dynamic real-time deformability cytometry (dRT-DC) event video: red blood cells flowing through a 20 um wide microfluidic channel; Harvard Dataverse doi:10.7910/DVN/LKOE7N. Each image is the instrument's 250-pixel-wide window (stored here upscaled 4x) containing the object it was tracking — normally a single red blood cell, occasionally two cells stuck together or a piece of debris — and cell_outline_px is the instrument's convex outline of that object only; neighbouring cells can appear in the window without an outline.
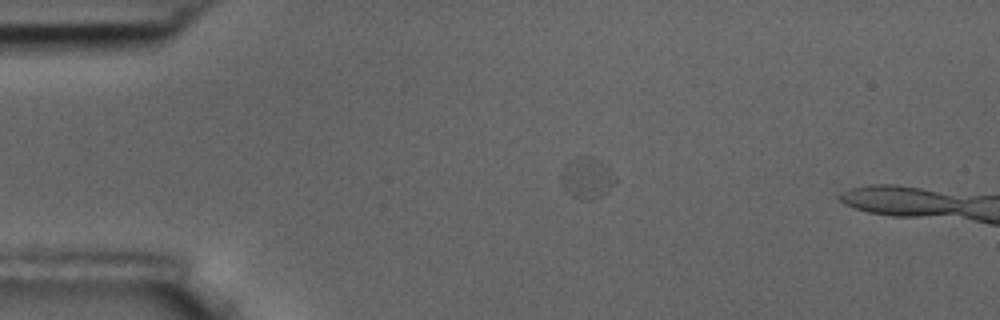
{"species": "common noctule bat (a hibernating species)", "species_latin": "Nyctalus noctula", "temperature_condition": "room temperature", "stored_images_in_passage": 7, "camera_frame_rate_fps": 3000, "um_per_image_px": 0.085, "animal": {"sex": "male", "body_mass_g": 17.5, "forearm_length_mm": 52.3}, "frame": {"image": 1, "passage_image": 2, "time_ms": 0.333, "image_size_px": [1000, 320], "cell_outline_px": [[616, 180], [608, 192], [600, 196], [588, 200], [572, 196], [560, 184], [560, 172], [568, 164], [592, 160], [616, 176]], "centroid_in_image_um": [49.86, 15.29], "position_along_channel_um": 35.1, "area_um2": 11.56}}
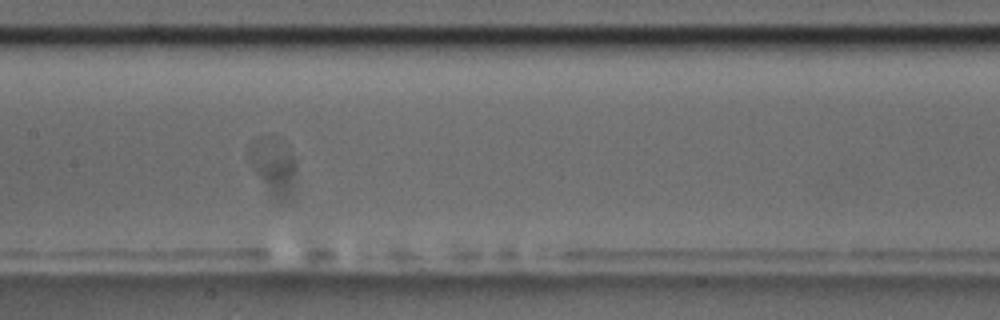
{"frame": {"image": 2, "passage_image": 6, "time_ms": 1.667, "image_size_px": [1000, 320], "cell_outline_px": [[300, 156], [292, 168], [288, 172], [276, 176], [264, 176], [256, 172], [248, 164], [248, 148], [264, 132], [280, 136]], "centroid_in_image_um": [23.08, 13.23], "position_along_channel_um": 184.3, "area_um2": 11.62}}
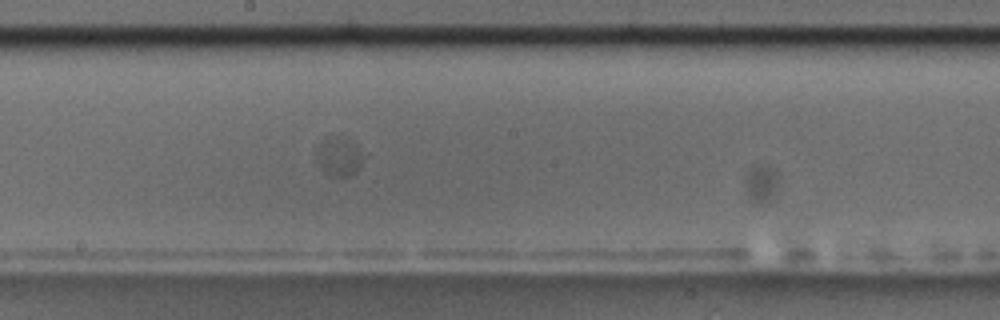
{"frame": {"image": 3, "passage_image": 7, "time_ms": 2.0, "image_size_px": [1000, 320], "cell_outline_px": [[368, 156], [360, 168], [356, 172], [348, 176], [332, 176], [324, 172], [320, 168], [316, 156], [316, 152], [320, 144], [324, 140], [344, 136], [352, 140]], "centroid_in_image_um": [28.91, 13.32], "position_along_channel_um": 219.3, "area_um2": 10.92}}